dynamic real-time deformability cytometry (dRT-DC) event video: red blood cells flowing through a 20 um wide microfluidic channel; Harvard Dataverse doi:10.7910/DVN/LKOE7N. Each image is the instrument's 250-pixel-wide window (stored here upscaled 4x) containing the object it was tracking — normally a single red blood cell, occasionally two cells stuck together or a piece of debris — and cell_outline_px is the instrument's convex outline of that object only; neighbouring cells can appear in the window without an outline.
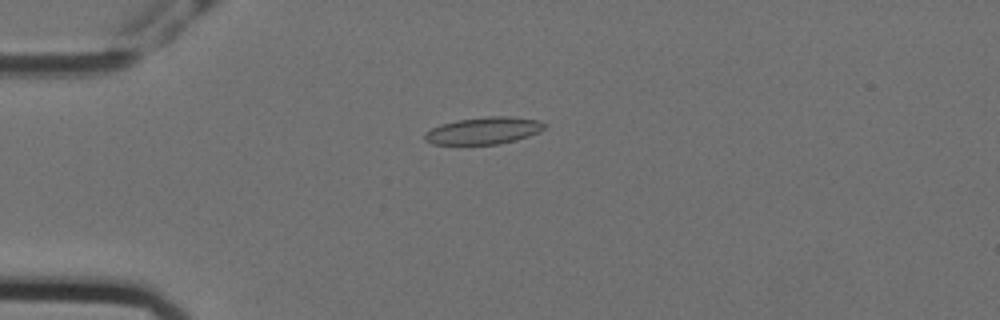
{"species": "Egyptian fruit bat (a non-hibernating species)", "species_latin": "Rousettus aegyptiacus", "temperature_condition": "cold", "stored_images_in_passage": 57, "camera_frame_rate_fps": 3000, "um_per_image_px": 0.085, "animal": {"sex": "female"}, "frame": {"image": 1, "passage_image": 15, "time_ms": 4.667, "image_size_px": [1000, 320], "cell_outline_px": [[544, 128], [528, 136], [516, 140], [496, 144], [460, 148], [432, 144], [424, 140], [424, 132], [432, 128], [456, 120], [488, 116], [508, 116], [540, 120], [544, 124]], "centroid_in_image_um": [41.0, 11.16], "position_along_channel_um": 44.0, "area_um2": 19.59}}
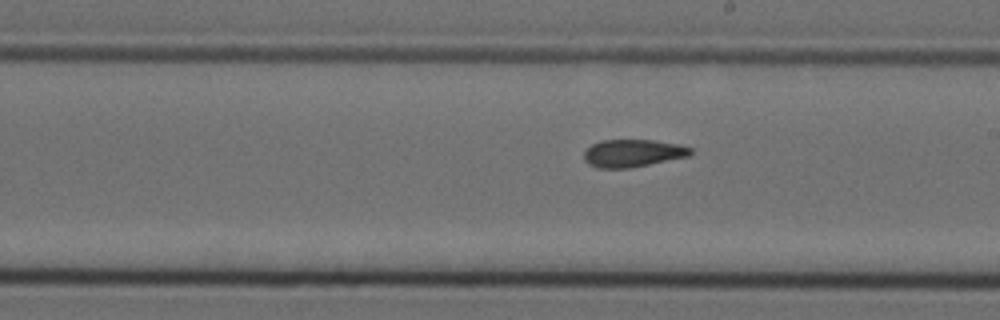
{"frame": {"image": 2, "passage_image": 33, "time_ms": 10.667, "image_size_px": [1000, 320], "cell_outline_px": [[692, 152], [688, 156], [628, 168], [596, 168], [588, 164], [584, 160], [584, 152], [592, 144], [600, 140], [656, 140], [680, 144], [692, 148]], "centroid_in_image_um": [53.77, 13.01], "position_along_channel_um": 235.2, "area_um2": 17.11}}
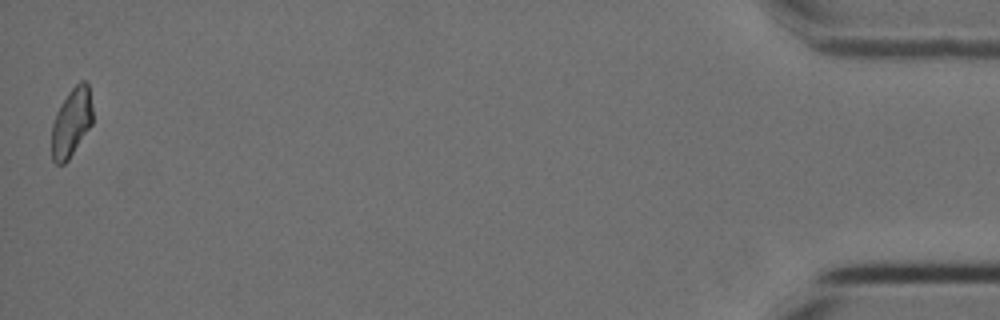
{"frame": {"image": 3, "passage_image": 57, "time_ms": 18.667, "image_size_px": [1000, 320], "cell_outline_px": [[92, 124], [68, 160], [64, 164], [56, 164], [52, 160], [52, 124], [56, 112], [60, 104], [68, 92], [80, 80], [84, 80], [88, 84], [92, 108]], "centroid_in_image_um": [6.06, 10.4], "position_along_channel_um": 429.1, "area_um2": 16.36}, "authors_computed_cell_mechanics": {"area_um2": 17.629, "velocity_mm_per_s": 3.5605, "shape_relaxation_time_tau1_ms": null, "shape_relaxation_time_tau2_ms": 2.8908, "deformation_change_tau1": null, "deformation_change_tau2": 0.0803}}